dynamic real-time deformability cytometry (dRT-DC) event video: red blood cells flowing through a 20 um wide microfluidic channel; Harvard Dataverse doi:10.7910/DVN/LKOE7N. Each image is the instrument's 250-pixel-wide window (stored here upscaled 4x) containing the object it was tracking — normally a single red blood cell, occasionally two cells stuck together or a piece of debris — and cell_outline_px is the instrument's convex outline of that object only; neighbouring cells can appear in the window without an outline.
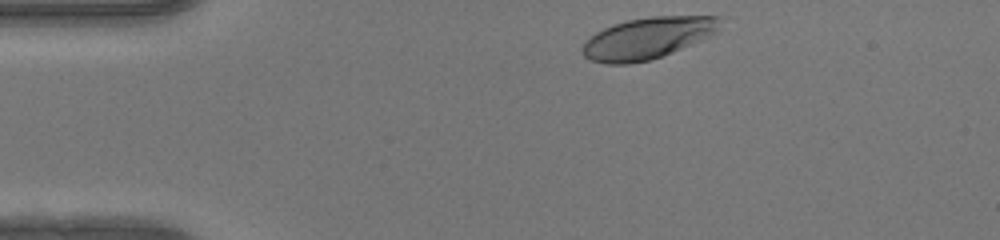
{"species": "human", "species_latin": "Homo sapiens", "temperature_condition": "warm", "stored_images_in_passage": 33, "camera_frame_rate_fps": 3000, "um_per_image_px": 0.085, "donor": {"sex": "female"}, "frame": {"image": 1, "passage_image": 1, "time_ms": 0.0, "image_size_px": [1000, 240], "cell_outline_px": [[720, 16], [716, 32], [700, 40], [672, 52], [648, 60], [628, 64], [604, 64], [592, 60], [584, 56], [580, 52], [584, 40], [596, 32], [612, 24], [628, 20], [652, 16]], "centroid_in_image_um": [54.96, 3.24], "position_along_channel_um": 30.0, "area_um2": 33.0}}
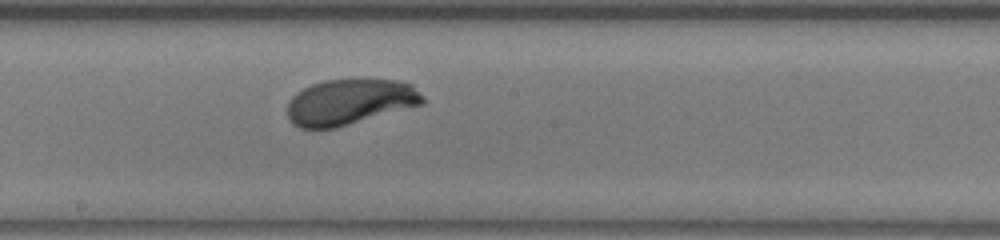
{"frame": {"image": 2, "passage_image": 19, "time_ms": 6.0, "image_size_px": [1000, 240], "cell_outline_px": [[424, 104], [336, 128], [300, 128], [292, 124], [288, 116], [288, 100], [296, 92], [312, 84], [324, 80], [396, 80], [412, 84], [424, 96]], "centroid_in_image_um": [29.73, 8.67], "position_along_channel_um": 218.5, "area_um2": 36.07}}
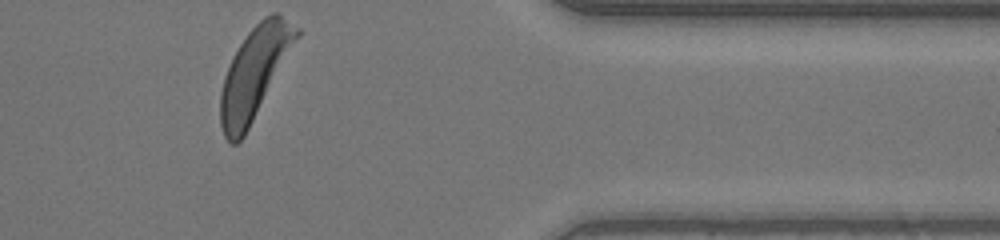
{"frame": {"image": 3, "passage_image": 33, "time_ms": 10.667, "image_size_px": [1000, 240], "cell_outline_px": [[300, 36], [244, 136], [236, 144], [228, 144], [224, 136], [220, 124], [220, 92], [224, 76], [232, 56], [248, 32], [264, 16], [272, 12], [280, 12], [300, 28]], "centroid_in_image_um": [21.64, 6.17], "position_along_channel_um": 389.8, "area_um2": 40.52}, "authors_computed_cell_mechanics": {"area_um2": 36.0672, "velocity_mm_per_s": 4.1577, "shape_relaxation_time_tau1_ms": 2.0627, "shape_relaxation_time_tau2_ms": null, "deformation_change_tau1": 0.1528, "deformation_change_tau2": null}}